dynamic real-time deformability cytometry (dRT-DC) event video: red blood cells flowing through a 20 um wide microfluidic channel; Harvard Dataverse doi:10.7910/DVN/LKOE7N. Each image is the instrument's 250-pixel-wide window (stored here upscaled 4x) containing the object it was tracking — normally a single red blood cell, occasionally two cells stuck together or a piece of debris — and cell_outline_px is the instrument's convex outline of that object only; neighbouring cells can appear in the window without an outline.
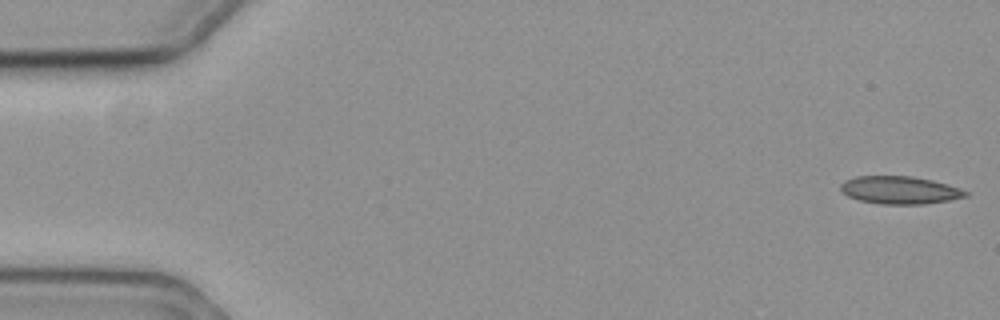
{"species": "common noctule bat (a hibernating species)", "species_latin": "Nyctalus noctula", "temperature_condition": "cold", "stored_images_in_passage": 58, "camera_frame_rate_fps": 3000, "um_per_image_px": 0.085, "animal": {"sex": "female", "body_mass_g": 19.3, "forearm_length_mm": 54.1}, "frame": {"image": 1, "passage_image": 1, "time_ms": 0.0, "image_size_px": [1000, 320], "cell_outline_px": [[968, 196], [948, 200], [924, 204], [880, 204], [860, 200], [848, 196], [840, 188], [840, 184], [844, 180], [856, 176], [912, 176], [932, 180], [960, 188], [968, 192]], "centroid_in_image_um": [76.47, 16.15], "position_along_channel_um": 8.5, "area_um2": 20.11}}
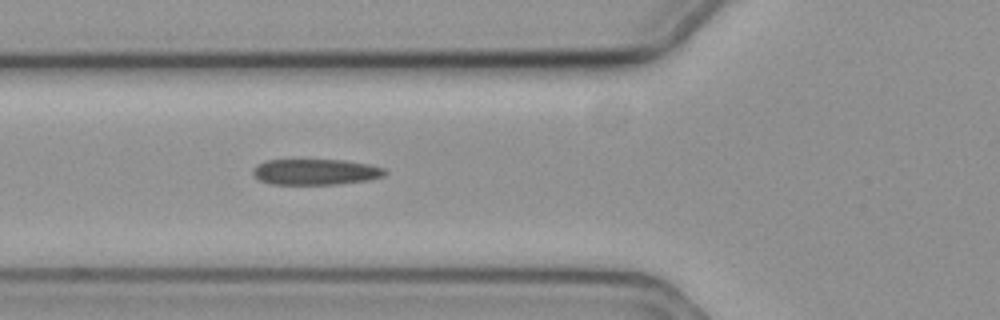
{"frame": {"image": 2, "passage_image": 21, "time_ms": 6.667, "image_size_px": [1000, 320], "cell_outline_px": [[388, 172], [384, 176], [368, 180], [336, 184], [272, 184], [260, 180], [252, 172], [252, 168], [256, 164], [268, 160], [344, 160], [368, 164], [384, 168]], "centroid_in_image_um": [26.83, 14.61], "position_along_channel_um": 99.0, "area_um2": 19.83}}
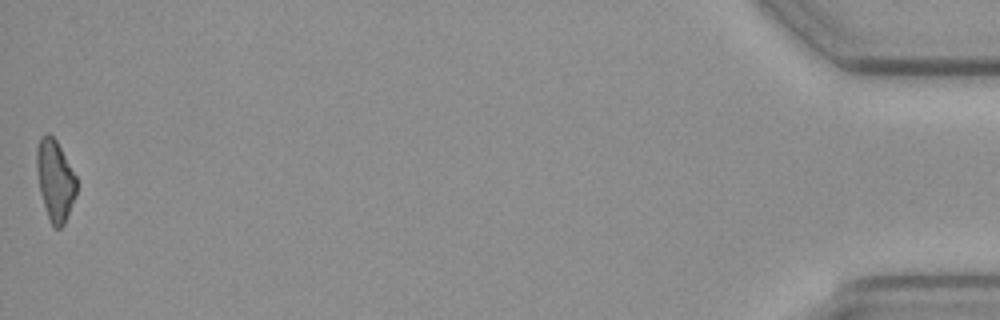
{"frame": {"image": 3, "passage_image": 58, "time_ms": 19.0, "image_size_px": [1000, 320], "cell_outline_px": [[76, 196], [64, 224], [60, 228], [52, 228], [40, 192], [36, 168], [36, 148], [40, 136], [48, 132], [56, 140], [76, 176]], "centroid_in_image_um": [4.67, 15.31], "position_along_channel_um": 430.5, "area_um2": 18.79}, "authors_computed_cell_mechanics": {"area_um2": 20.2878, "velocity_mm_per_s": 3.535, "shape_relaxation_time_tau1_ms": 7.2417, "shape_relaxation_time_tau2_ms": 4.9688, "deformation_change_tau1": 0.1681, "deformation_change_tau2": 0.1629}}